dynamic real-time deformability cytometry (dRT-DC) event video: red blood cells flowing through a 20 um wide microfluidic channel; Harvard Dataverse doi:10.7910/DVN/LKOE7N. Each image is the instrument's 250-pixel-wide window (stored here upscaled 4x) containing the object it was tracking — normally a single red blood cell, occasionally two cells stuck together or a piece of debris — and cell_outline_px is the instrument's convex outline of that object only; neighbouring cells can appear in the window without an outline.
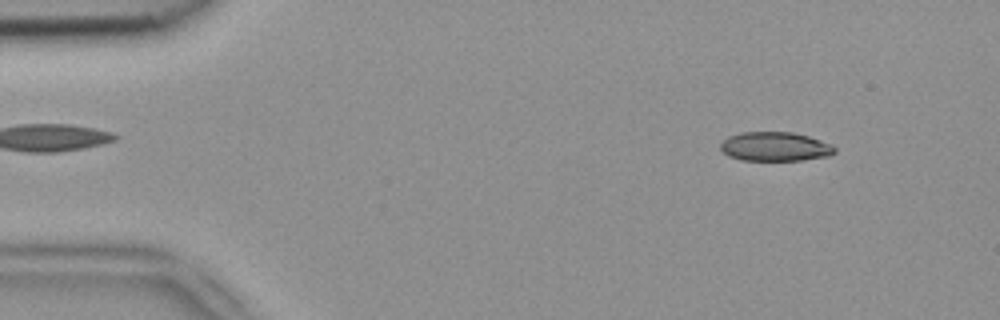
{"species": "common noctule bat (a hibernating species)", "species_latin": "Nyctalus noctula", "temperature_condition": "room temperature", "stored_images_in_passage": 6, "camera_frame_rate_fps": 3000, "um_per_image_px": 0.085, "animal": {"sex": "female", "body_mass_g": 18.4}, "frame": {"image": 1, "passage_image": 6, "time_ms": 1.667, "image_size_px": [1000, 320], "cell_outline_px": [[836, 152], [828, 156], [800, 160], [740, 160], [728, 156], [720, 148], [720, 144], [728, 136], [740, 132], [792, 132], [808, 136], [832, 144], [836, 148]], "centroid_in_image_um": [65.88, 12.45], "position_along_channel_um": 19.1, "area_um2": 19.42}}